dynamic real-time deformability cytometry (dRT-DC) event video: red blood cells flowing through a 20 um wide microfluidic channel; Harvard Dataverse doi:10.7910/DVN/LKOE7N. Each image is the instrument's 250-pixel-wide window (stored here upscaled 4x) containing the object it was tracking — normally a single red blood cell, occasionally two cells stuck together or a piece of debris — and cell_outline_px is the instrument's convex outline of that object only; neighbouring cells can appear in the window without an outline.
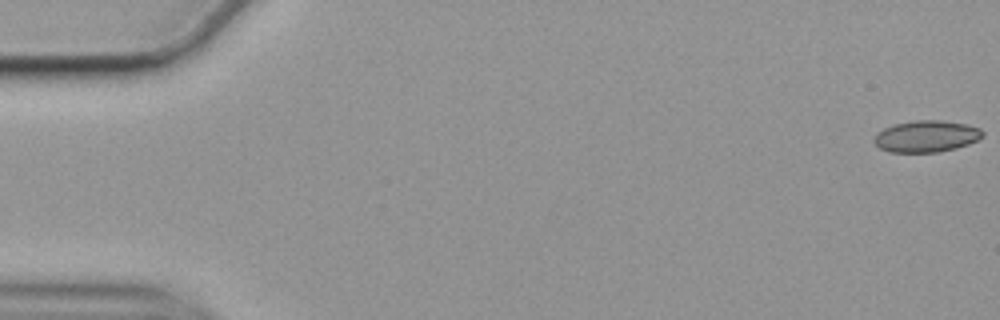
{"species": "common noctule bat (a hibernating species)", "species_latin": "Nyctalus noctula", "temperature_condition": "cold", "stored_images_in_passage": 58, "camera_frame_rate_fps": 3000, "um_per_image_px": 0.085, "animal": {"sex": "female", "body_mass_g": 19.9}, "frame": {"image": 1, "passage_image": 1, "time_ms": 0.0, "image_size_px": [1000, 320], "cell_outline_px": [[984, 136], [968, 144], [956, 148], [936, 152], [888, 152], [880, 148], [872, 140], [876, 132], [892, 124], [916, 120], [940, 120], [968, 124], [980, 128], [984, 132]], "centroid_in_image_um": [78.72, 11.58], "position_along_channel_um": 6.3, "area_um2": 20.17}}
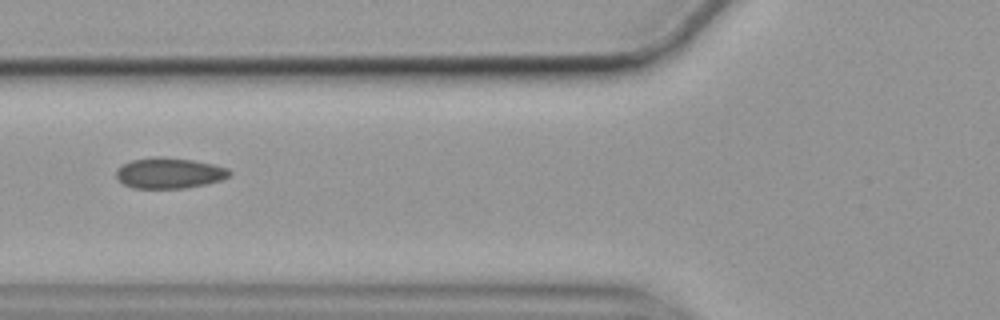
{"frame": {"image": 2, "passage_image": 22, "time_ms": 7.0, "image_size_px": [1000, 320], "cell_outline_px": [[232, 172], [228, 176], [220, 180], [204, 184], [184, 188], [132, 188], [124, 184], [116, 176], [116, 168], [132, 160], [152, 156], [160, 156], [192, 160], [212, 164], [228, 168]], "centroid_in_image_um": [14.36, 14.7], "position_along_channel_um": 111.4, "area_um2": 20.17}}
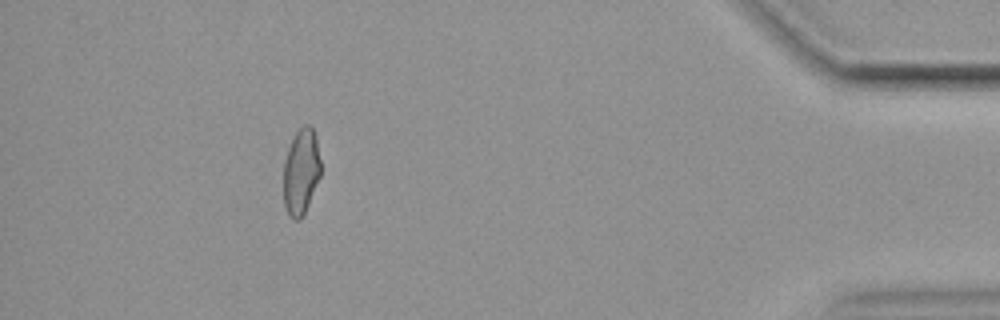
{"frame": {"image": 3, "passage_image": 52, "time_ms": 17.0, "image_size_px": [1000, 320], "cell_outline_px": [[320, 176], [308, 204], [300, 220], [292, 220], [288, 216], [284, 204], [284, 160], [288, 148], [296, 132], [304, 124], [308, 124], [312, 128], [316, 136], [320, 160]], "centroid_in_image_um": [25.58, 14.6], "position_along_channel_um": 409.6, "area_um2": 18.55}, "authors_computed_cell_mechanics": {"area_um2": 19.6231, "velocity_mm_per_s": 3.543, "shape_relaxation_time_tau1_ms": null, "shape_relaxation_time_tau2_ms": 2.0592, "deformation_change_tau1": null, "deformation_change_tau2": 0.0647}}